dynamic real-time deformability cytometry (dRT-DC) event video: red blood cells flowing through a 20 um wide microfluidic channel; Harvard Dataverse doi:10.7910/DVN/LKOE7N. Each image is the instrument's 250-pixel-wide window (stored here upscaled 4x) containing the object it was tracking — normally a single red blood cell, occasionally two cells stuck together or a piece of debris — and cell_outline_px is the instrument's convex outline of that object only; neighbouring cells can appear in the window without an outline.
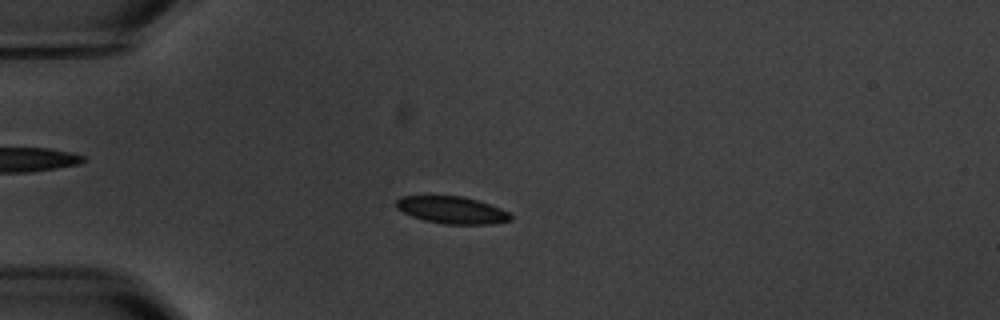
{"species": "common noctule bat (a hibernating species)", "species_latin": "Nyctalus noctula", "temperature_condition": "warm", "stored_images_in_passage": 9, "camera_frame_rate_fps": 3000, "um_per_image_px": 0.085, "animal": {"sex": "male", "body_mass_g": 20.1, "forearm_length_mm": 53.5}, "frame": {"image": 1, "passage_image": 3, "time_ms": 2.333, "image_size_px": [1000, 320], "cell_outline_px": [[512, 220], [492, 224], [444, 224], [424, 220], [412, 216], [396, 208], [396, 200], [400, 196], [460, 196], [476, 200], [500, 208], [508, 212], [512, 216]], "centroid_in_image_um": [38.41, 17.86], "position_along_channel_um": 46.6, "area_um2": 17.98}}
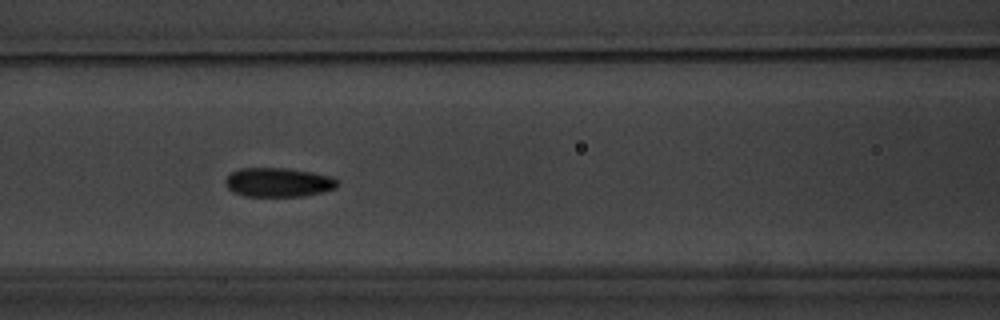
{"frame": {"image": 2, "passage_image": 6, "time_ms": 5.667, "image_size_px": [1000, 320], "cell_outline_px": [[340, 180], [336, 188], [324, 192], [304, 196], [244, 196], [232, 192], [228, 188], [224, 180], [232, 172], [240, 168], [284, 168], [312, 172], [332, 176]], "centroid_in_image_um": [23.69, 15.5], "position_along_channel_um": 142.9, "area_um2": 19.19}}
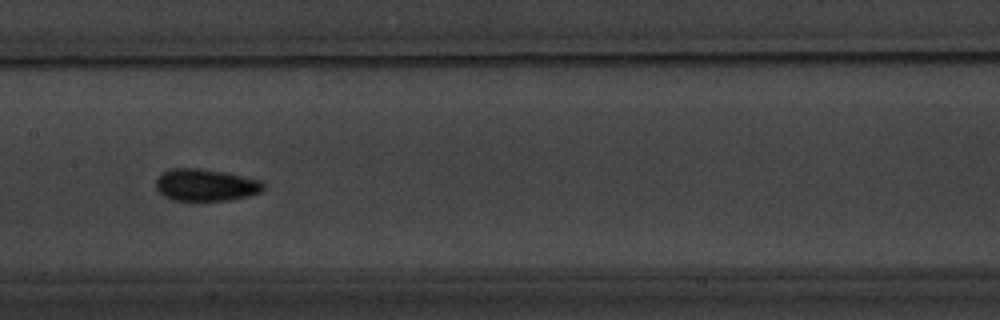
{"frame": {"image": 3, "passage_image": 7, "time_ms": 7.0, "image_size_px": [1000, 320], "cell_outline_px": [[264, 188], [260, 192], [248, 196], [228, 200], [172, 200], [164, 196], [156, 188], [156, 180], [164, 172], [172, 168], [200, 168], [224, 172], [244, 176], [260, 180], [264, 184]], "centroid_in_image_um": [17.49, 15.72], "position_along_channel_um": 189.9, "area_um2": 19.94}}